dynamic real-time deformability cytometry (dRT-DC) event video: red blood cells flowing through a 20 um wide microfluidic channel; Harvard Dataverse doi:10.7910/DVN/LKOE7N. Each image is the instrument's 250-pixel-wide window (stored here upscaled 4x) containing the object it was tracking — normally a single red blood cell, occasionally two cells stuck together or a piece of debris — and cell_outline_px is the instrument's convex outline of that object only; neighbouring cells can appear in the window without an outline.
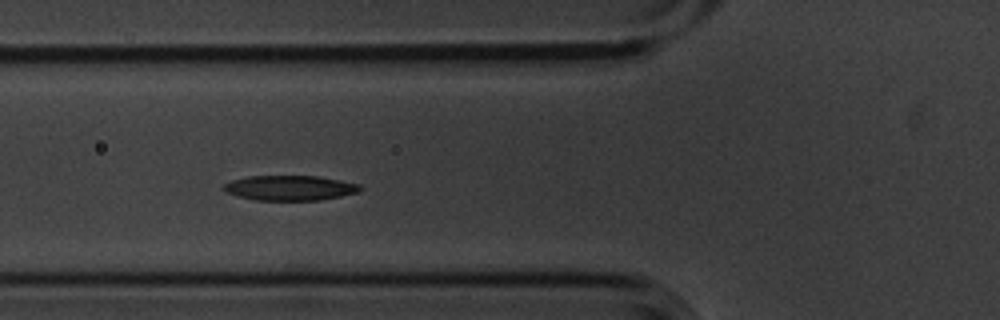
{"species": "common noctule bat (a hibernating species)", "species_latin": "Nyctalus noctula", "temperature_condition": "cold", "stored_images_in_passage": 7, "camera_frame_rate_fps": 3000, "um_per_image_px": 0.085, "animal": {"sex": "male", "body_mass_g": 20.1, "forearm_length_mm": 53.5}, "frame": {"image": 1, "passage_image": 5, "time_ms": 1.333, "image_size_px": [1000, 320], "cell_outline_px": [[364, 188], [360, 192], [320, 200], [256, 200], [236, 196], [224, 192], [220, 188], [224, 184], [232, 180], [248, 176], [316, 176], [340, 180], [360, 184]], "centroid_in_image_um": [24.62, 15.97], "position_along_channel_um": 101.2, "area_um2": 20.06}}
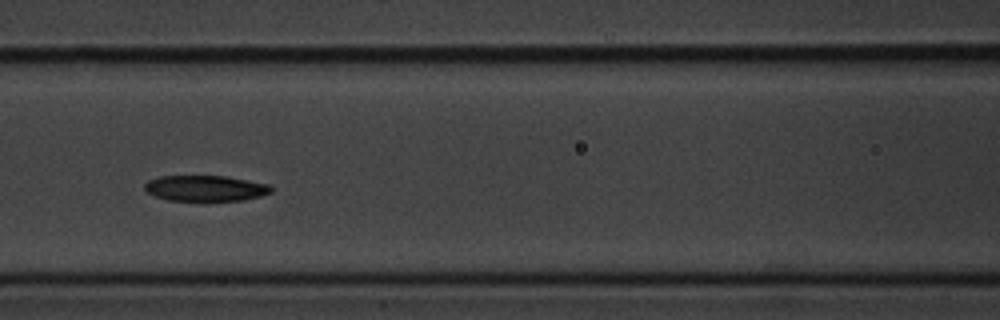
{"frame": {"image": 2, "passage_image": 6, "time_ms": 1.667, "image_size_px": [1000, 320], "cell_outline_px": [[272, 192], [260, 196], [244, 200], [204, 204], [168, 200], [156, 196], [148, 192], [144, 188], [144, 184], [148, 180], [160, 176], [224, 176], [268, 184], [272, 188]], "centroid_in_image_um": [17.45, 16.06], "position_along_channel_um": 149.1, "area_um2": 19.83}}
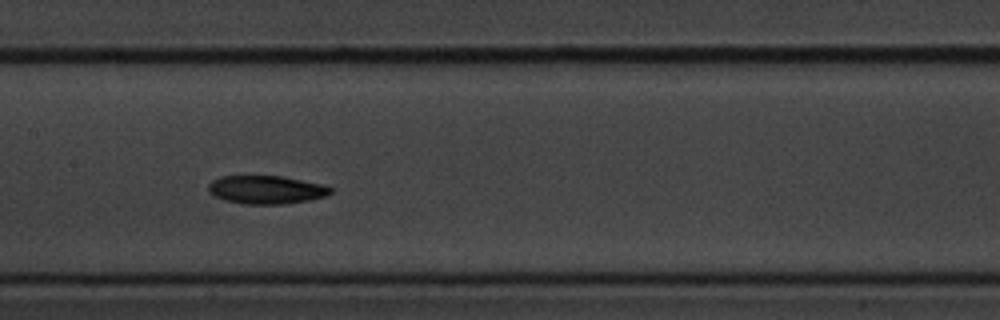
{"frame": {"image": 3, "passage_image": 7, "time_ms": 2.0, "image_size_px": [1000, 320], "cell_outline_px": [[332, 192], [328, 196], [312, 200], [284, 204], [244, 204], [224, 200], [208, 192], [208, 184], [212, 180], [220, 176], [284, 176], [320, 184], [332, 188]], "centroid_in_image_um": [22.64, 16.13], "position_along_channel_um": 184.8, "area_um2": 20.29}}